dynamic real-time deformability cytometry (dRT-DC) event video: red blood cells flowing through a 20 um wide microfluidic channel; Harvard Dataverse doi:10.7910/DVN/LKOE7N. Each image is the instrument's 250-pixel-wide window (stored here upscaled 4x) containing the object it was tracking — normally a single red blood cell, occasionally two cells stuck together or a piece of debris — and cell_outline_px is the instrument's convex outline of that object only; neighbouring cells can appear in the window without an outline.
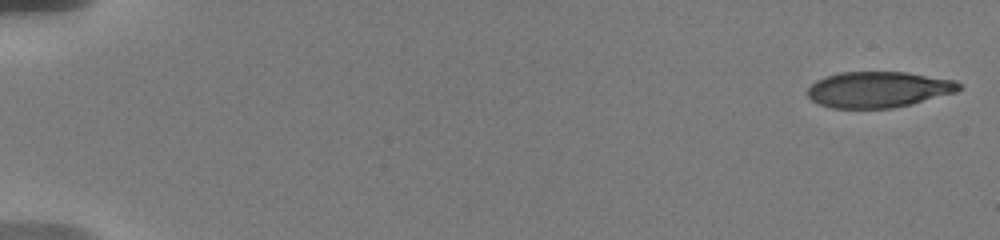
{"species": "human", "species_latin": "Homo sapiens", "temperature_condition": "warm", "stored_images_in_passage": 37, "camera_frame_rate_fps": 3000, "um_per_image_px": 0.085, "donor": {"sex": "male"}, "frame": {"image": 1, "passage_image": 1, "time_ms": 0.0, "image_size_px": [1000, 240], "cell_outline_px": [[964, 88], [956, 92], [912, 104], [892, 108], [832, 108], [820, 104], [812, 100], [808, 96], [808, 88], [816, 80], [824, 76], [840, 72], [908, 72], [956, 80]], "centroid_in_image_um": [74.69, 7.6], "position_along_channel_um": 10.3, "area_um2": 31.91}}
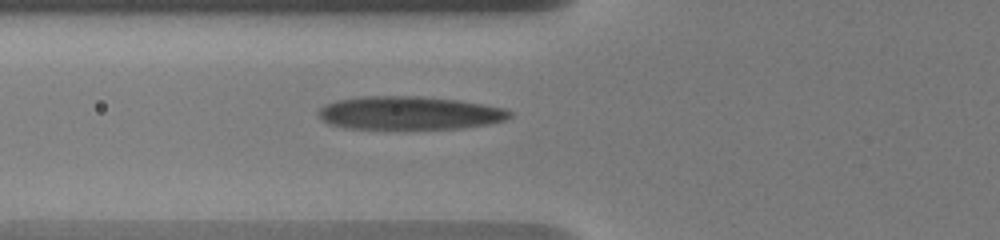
{"frame": {"image": 2, "passage_image": 16, "time_ms": 7.0, "image_size_px": [1000, 240], "cell_outline_px": [[512, 116], [504, 120], [488, 124], [464, 128], [348, 128], [328, 124], [316, 112], [324, 104], [336, 100], [360, 96], [420, 96], [460, 100], [508, 108], [512, 112]], "centroid_in_image_um": [34.82, 9.59], "position_along_channel_um": 91.0, "area_um2": 37.22}}
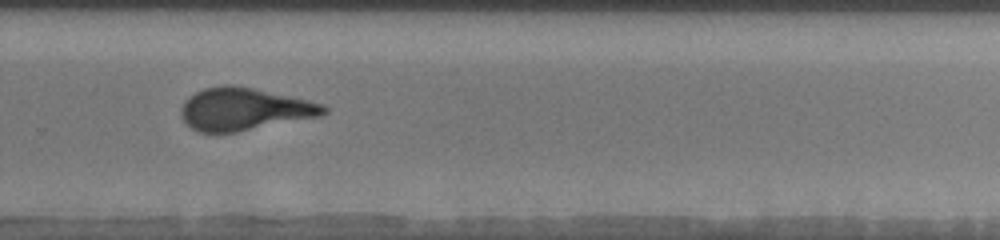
{"frame": {"image": 3, "passage_image": 27, "time_ms": 13.0, "image_size_px": [1000, 240], "cell_outline_px": [[328, 112], [320, 116], [236, 132], [200, 132], [192, 128], [180, 116], [180, 108], [184, 100], [188, 96], [204, 88], [224, 84], [232, 84], [252, 88], [308, 100], [324, 104], [328, 108]], "centroid_in_image_um": [20.73, 9.27], "position_along_channel_um": 309.1, "area_um2": 35.2}, "authors_computed_cell_mechanics": {"area_um2": 34.969, "velocity_mm_per_s": 3.6311, "shape_relaxation_time_tau1_ms": 6.389, "shape_relaxation_time_tau2_ms": 1.3627, "deformation_change_tau1": 0.2517, "deformation_change_tau2": 0.0936}}